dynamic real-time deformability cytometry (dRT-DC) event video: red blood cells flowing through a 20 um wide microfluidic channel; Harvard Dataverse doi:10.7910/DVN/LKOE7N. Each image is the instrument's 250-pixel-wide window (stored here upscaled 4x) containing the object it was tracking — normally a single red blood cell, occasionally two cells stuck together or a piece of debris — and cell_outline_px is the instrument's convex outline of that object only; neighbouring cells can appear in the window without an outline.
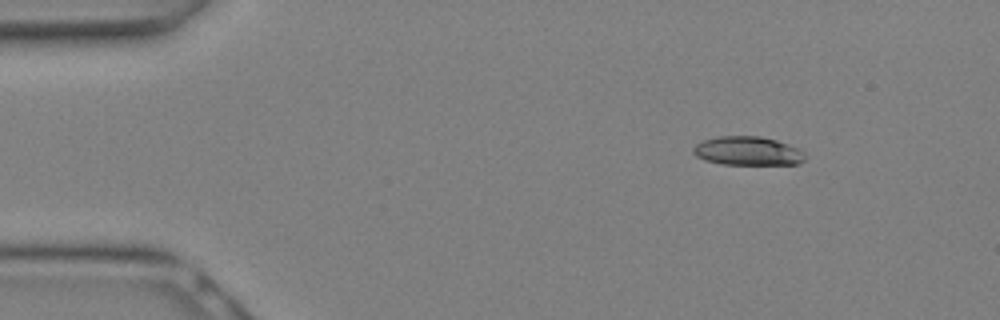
{"species": "Egyptian fruit bat (a non-hibernating species)", "species_latin": "Rousettus aegyptiacus", "temperature_condition": "warm", "stored_images_in_passage": 9, "camera_frame_rate_fps": 3000, "um_per_image_px": 0.085, "animal": {"sex": "female"}, "frame": {"image": 1, "passage_image": 1, "time_ms": 0.0, "image_size_px": [1000, 320], "cell_outline_px": [[808, 156], [800, 164], [720, 164], [704, 160], [696, 156], [692, 152], [692, 148], [696, 144], [704, 140], [720, 136], [760, 136], [776, 140], [788, 144], [804, 152]], "centroid_in_image_um": [63.56, 12.84], "position_along_channel_um": 21.4, "area_um2": 18.84}}
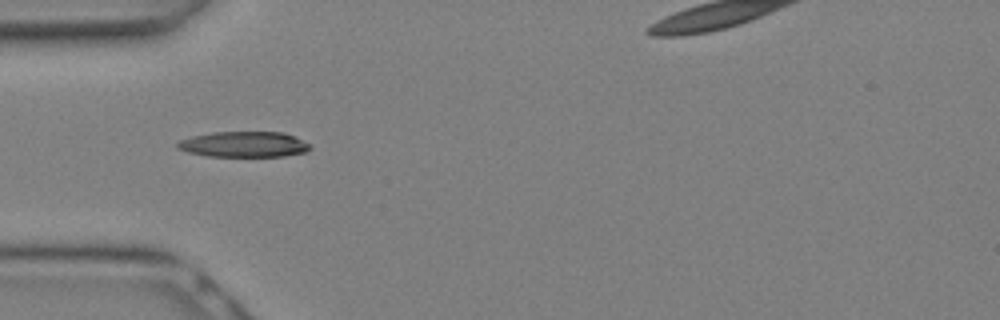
{"frame": {"image": 2, "passage_image": 6, "time_ms": 1.667, "image_size_px": [1000, 320], "cell_outline_px": [[312, 148], [308, 152], [284, 156], [208, 156], [188, 152], [176, 148], [176, 144], [180, 140], [192, 136], [212, 132], [284, 132], [296, 136], [312, 144]], "centroid_in_image_um": [20.8, 12.26], "position_along_channel_um": 64.2, "area_um2": 20.06}}
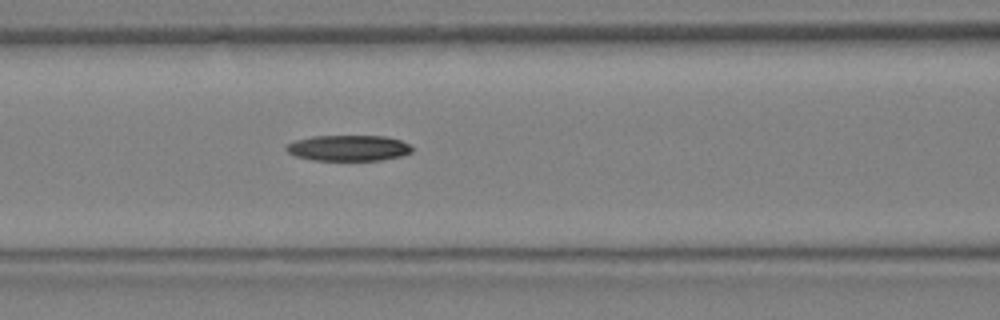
{"frame": {"image": 3, "passage_image": 9, "time_ms": 2.667, "image_size_px": [1000, 320], "cell_outline_px": [[412, 152], [400, 156], [380, 160], [312, 160], [296, 156], [288, 152], [284, 148], [288, 144], [296, 140], [312, 136], [384, 136], [400, 140], [408, 144], [412, 148]], "centroid_in_image_um": [29.6, 12.58], "position_along_channel_um": 137.0, "area_um2": 18.79}}